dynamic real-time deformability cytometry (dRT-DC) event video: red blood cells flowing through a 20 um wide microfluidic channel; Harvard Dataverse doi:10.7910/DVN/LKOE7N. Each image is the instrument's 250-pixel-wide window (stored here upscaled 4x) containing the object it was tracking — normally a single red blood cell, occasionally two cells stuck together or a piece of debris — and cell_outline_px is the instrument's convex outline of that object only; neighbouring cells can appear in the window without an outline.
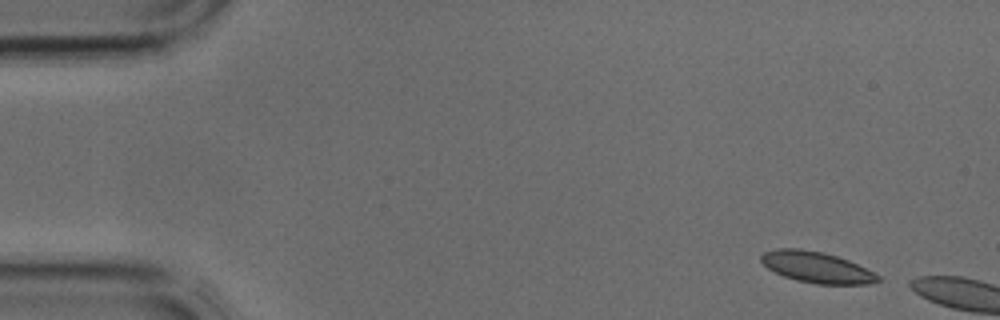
{"species": "common noctule bat (a hibernating species)", "species_latin": "Nyctalus noctula", "temperature_condition": "cold", "stored_images_in_passage": 3, "camera_frame_rate_fps": 3000, "um_per_image_px": 0.085, "animal": {"sex": "male", "body_mass_g": 17.9, "forearm_length_mm": 54.2}, "frame": {"image": 1, "passage_image": 1, "time_ms": 0.0, "image_size_px": [1000, 320], "cell_outline_px": [[880, 280], [868, 284], [816, 284], [796, 280], [784, 276], [768, 268], [760, 260], [760, 256], [764, 252], [776, 248], [800, 248], [824, 252], [848, 260], [880, 276]], "centroid_in_image_um": [69.38, 22.71], "position_along_channel_um": 15.6, "area_um2": 20.98}}